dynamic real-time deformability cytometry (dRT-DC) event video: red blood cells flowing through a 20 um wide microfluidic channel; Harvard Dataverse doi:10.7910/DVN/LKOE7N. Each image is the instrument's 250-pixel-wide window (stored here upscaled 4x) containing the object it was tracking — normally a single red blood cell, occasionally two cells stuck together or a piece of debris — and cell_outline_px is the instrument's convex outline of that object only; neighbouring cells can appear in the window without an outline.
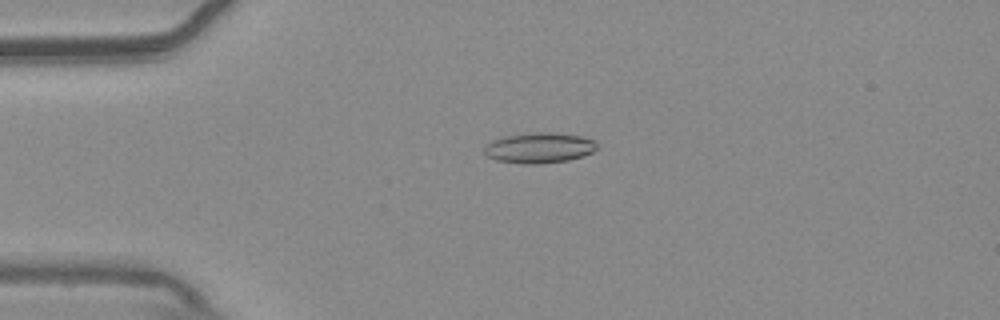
{"species": "common noctule bat (a hibernating species)", "species_latin": "Nyctalus noctula", "temperature_condition": "warm", "stored_images_in_passage": 54, "camera_frame_rate_fps": 3000, "um_per_image_px": 0.085, "animal": {"sex": "male", "body_mass_g": 20.4}, "frame": {"image": 1, "passage_image": 13, "time_ms": 4.0, "image_size_px": [1000, 320], "cell_outline_px": [[600, 148], [584, 156], [568, 160], [536, 164], [524, 164], [496, 160], [488, 156], [484, 152], [484, 148], [492, 140], [504, 136], [532, 132], [552, 132], [580, 136], [596, 140], [600, 144]], "centroid_in_image_um": [45.9, 12.56], "position_along_channel_um": 39.1, "area_um2": 20.23}}
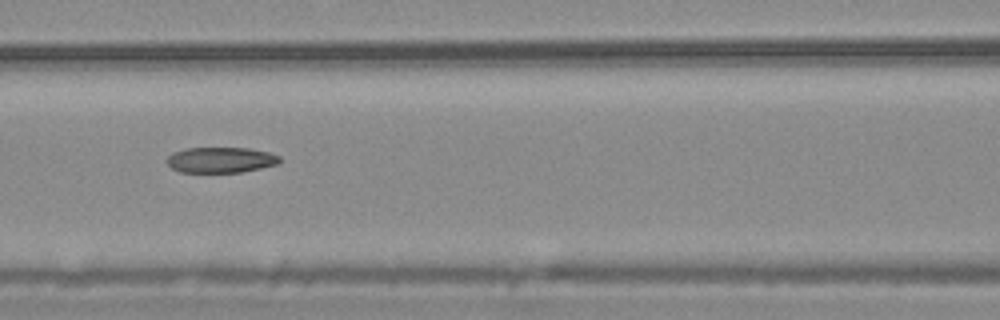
{"frame": {"image": 2, "passage_image": 24, "time_ms": 7.667, "image_size_px": [1000, 320], "cell_outline_px": [[280, 160], [276, 164], [260, 168], [240, 172], [180, 172], [172, 168], [164, 160], [172, 152], [184, 148], [248, 148], [268, 152], [280, 156]], "centroid_in_image_um": [18.71, 13.59], "position_along_channel_um": 147.9, "area_um2": 16.82}}
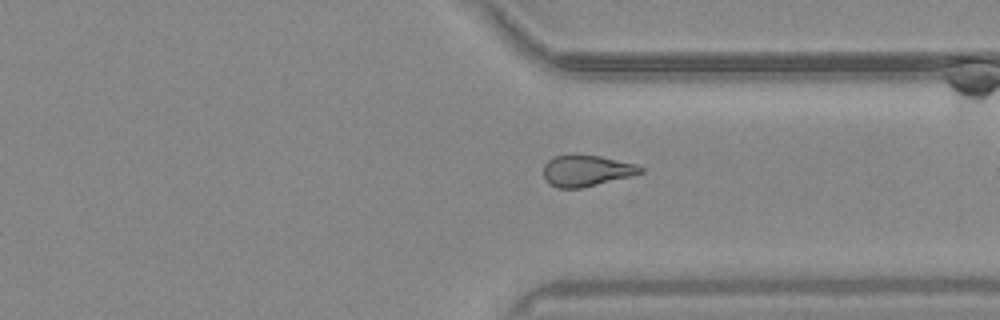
{"frame": {"image": 3, "passage_image": 41, "time_ms": 13.333, "image_size_px": [1000, 320], "cell_outline_px": [[644, 172], [632, 176], [580, 188], [556, 188], [548, 184], [544, 180], [544, 164], [548, 160], [556, 156], [600, 156], [636, 164], [644, 168]], "centroid_in_image_um": [49.85, 14.53], "position_along_channel_um": 361.6, "area_um2": 17.46}, "authors_computed_cell_mechanics": {"area_um2": 18.4093, "velocity_mm_per_s": 3.7706, "shape_relaxation_time_tau1_ms": null, "shape_relaxation_time_tau2_ms": 8.6317, "deformation_change_tau1": null, "deformation_change_tau2": 0.1879}}